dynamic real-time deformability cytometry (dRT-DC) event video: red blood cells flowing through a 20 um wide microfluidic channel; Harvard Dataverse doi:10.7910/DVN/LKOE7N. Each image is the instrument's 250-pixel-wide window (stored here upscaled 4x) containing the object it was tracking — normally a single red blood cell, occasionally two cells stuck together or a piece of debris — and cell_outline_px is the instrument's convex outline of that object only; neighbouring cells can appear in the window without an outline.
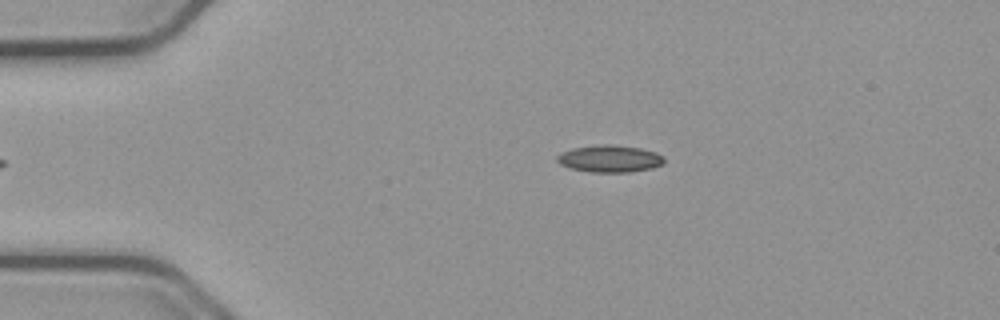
{"species": "common noctule bat (a hibernating species)", "species_latin": "Nyctalus noctula", "temperature_condition": "cold", "stored_images_in_passage": 47, "camera_frame_rate_fps": 3000, "um_per_image_px": 0.085, "animal": {"sex": "male", "body_mass_g": 23.1, "forearm_length_mm": 52.7}, "frame": {"image": 1, "passage_image": 11, "time_ms": 3.333, "image_size_px": [1000, 320], "cell_outline_px": [[664, 164], [652, 168], [628, 172], [588, 172], [572, 168], [560, 164], [556, 160], [556, 156], [572, 148], [604, 144], [608, 144], [640, 148], [656, 152], [664, 156]], "centroid_in_image_um": [51.85, 13.49], "position_along_channel_um": 33.1, "area_um2": 16.82}}
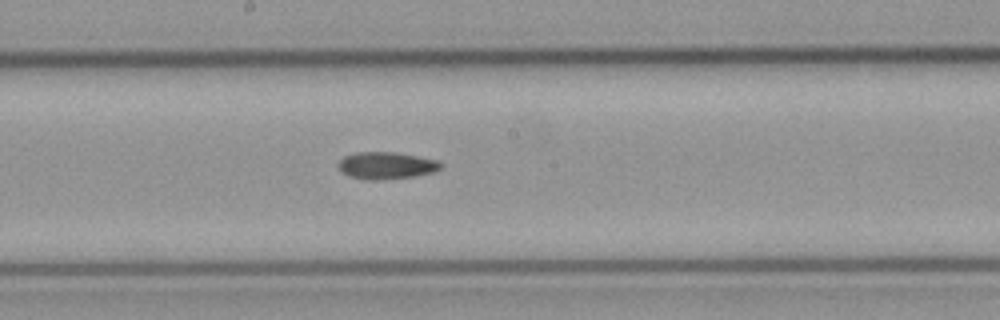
{"frame": {"image": 2, "passage_image": 29, "time_ms": 9.333, "image_size_px": [1000, 320], "cell_outline_px": [[444, 168], [436, 172], [416, 176], [380, 180], [364, 180], [348, 176], [340, 172], [336, 164], [344, 156], [356, 152], [396, 152], [440, 160], [444, 164]], "centroid_in_image_um": [32.87, 14.07], "position_along_channel_um": 215.3, "area_um2": 16.76}}
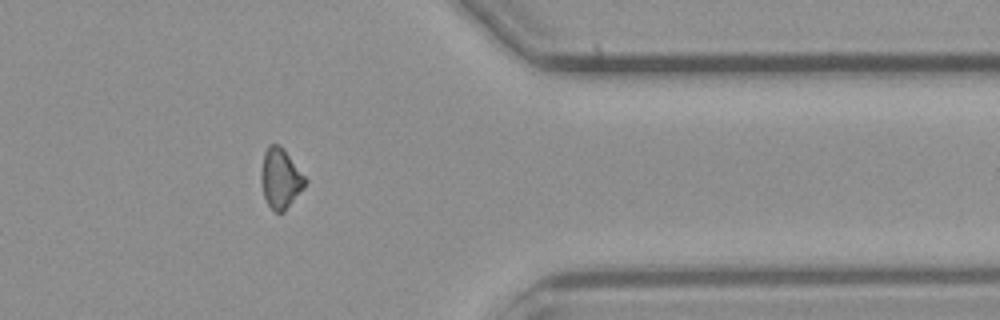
{"frame": {"image": 3, "passage_image": 44, "time_ms": 14.333, "image_size_px": [1000, 320], "cell_outline_px": [[308, 180], [304, 188], [284, 212], [276, 212], [268, 204], [264, 196], [260, 180], [260, 172], [264, 152], [268, 144], [280, 144], [284, 148]], "centroid_in_image_um": [23.84, 15.13], "position_along_channel_um": 387.6, "area_um2": 15.61}}